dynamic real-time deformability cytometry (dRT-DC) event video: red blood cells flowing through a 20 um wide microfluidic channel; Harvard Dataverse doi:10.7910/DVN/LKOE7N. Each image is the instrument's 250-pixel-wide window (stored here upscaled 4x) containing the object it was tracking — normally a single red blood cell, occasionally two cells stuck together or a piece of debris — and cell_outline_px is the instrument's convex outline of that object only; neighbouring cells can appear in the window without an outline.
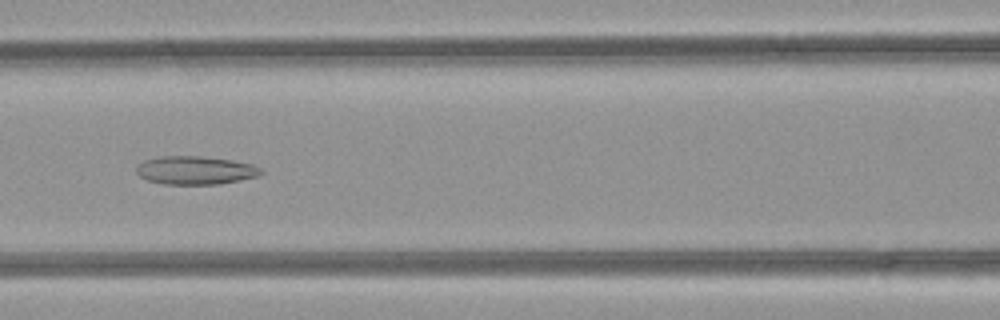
{"species": "common noctule bat (a hibernating species)", "species_latin": "Nyctalus noctula", "temperature_condition": "room temperature", "stored_images_in_passage": 42, "camera_frame_rate_fps": 3000, "um_per_image_px": 0.085, "animal": {"sex": "female", "body_mass_g": 21.9}, "frame": {"image": 1, "passage_image": 20, "time_ms": 6.333, "image_size_px": [1000, 320], "cell_outline_px": [[264, 172], [256, 176], [240, 180], [220, 184], [164, 184], [148, 180], [140, 176], [136, 172], [136, 164], [144, 160], [160, 156], [200, 156], [232, 160], [252, 164], [260, 168]], "centroid_in_image_um": [16.58, 14.47], "position_along_channel_um": 150.0, "area_um2": 20.58}}
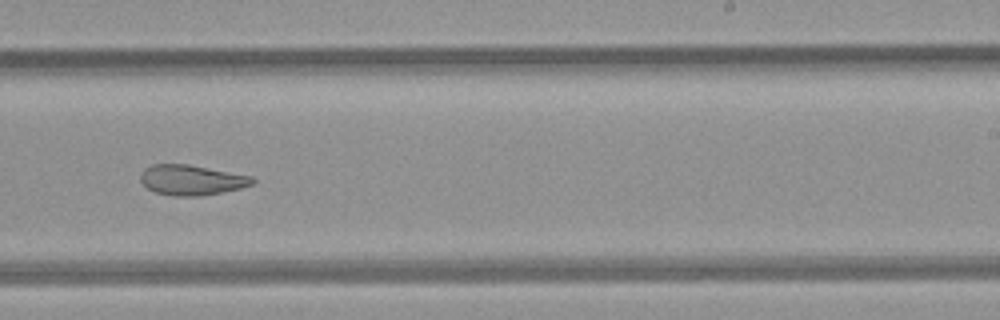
{"frame": {"image": 2, "passage_image": 29, "time_ms": 9.333, "image_size_px": [1000, 320], "cell_outline_px": [[256, 180], [252, 184], [240, 188], [200, 196], [172, 196], [156, 192], [148, 188], [140, 180], [140, 172], [144, 168], [152, 164], [188, 164], [252, 176]], "centroid_in_image_um": [16.25, 15.29], "position_along_channel_um": 272.7, "area_um2": 19.65}}
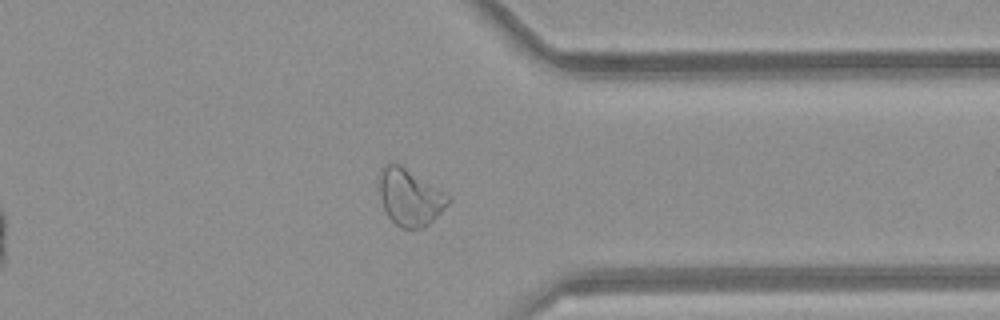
{"frame": {"image": 3, "passage_image": 37, "time_ms": 12.0, "image_size_px": [1000, 320], "cell_outline_px": [[452, 200], [428, 224], [420, 228], [400, 228], [388, 216], [384, 208], [380, 196], [380, 172], [388, 164], [400, 164], [448, 192], [452, 196]], "centroid_in_image_um": [34.9, 16.76], "position_along_channel_um": 376.5, "area_um2": 22.72}, "authors_computed_cell_mechanics": {"area_um2": 22.9466, "velocity_mm_per_s": 4.1049, "shape_relaxation_time_tau1_ms": null, "shape_relaxation_time_tau2_ms": 4.2468, "deformation_change_tau1": null, "deformation_change_tau2": 0.1291}}